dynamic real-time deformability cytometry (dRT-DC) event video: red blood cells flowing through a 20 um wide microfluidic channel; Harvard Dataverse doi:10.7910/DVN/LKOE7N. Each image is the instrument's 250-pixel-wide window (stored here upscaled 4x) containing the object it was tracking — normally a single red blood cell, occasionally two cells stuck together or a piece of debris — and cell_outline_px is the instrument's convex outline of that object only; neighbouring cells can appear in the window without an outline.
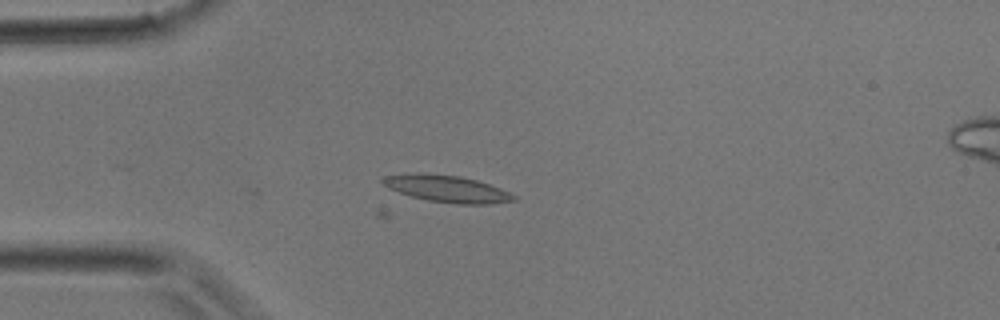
{"species": "common noctule bat (a hibernating species)", "species_latin": "Nyctalus noctula", "temperature_condition": "room temperature", "stored_images_in_passage": 17, "camera_frame_rate_fps": 3000, "um_per_image_px": 0.085, "animal": {"sex": "male", "body_mass_g": 17.9}, "frame": {"image": 1, "passage_image": 1, "time_ms": 0.0, "image_size_px": [1000, 320], "cell_outline_px": [[516, 200], [492, 204], [456, 204], [428, 200], [412, 196], [388, 188], [380, 180], [384, 176], [416, 172], [460, 176], [476, 180], [500, 188], [516, 196]], "centroid_in_image_um": [37.99, 16.04], "position_along_channel_um": 47.0, "area_um2": 20.4}}
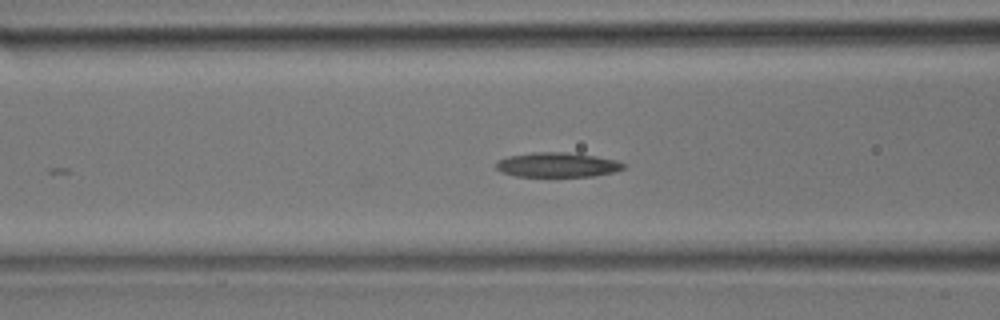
{"frame": {"image": 2, "passage_image": 6, "time_ms": 1.667, "image_size_px": [1000, 320], "cell_outline_px": [[628, 164], [624, 168], [616, 172], [592, 176], [516, 176], [500, 172], [496, 168], [496, 160], [508, 156], [532, 152], [568, 152], [596, 156], [616, 160]], "centroid_in_image_um": [47.38, 14.0], "position_along_channel_um": 119.2, "area_um2": 18.5}}
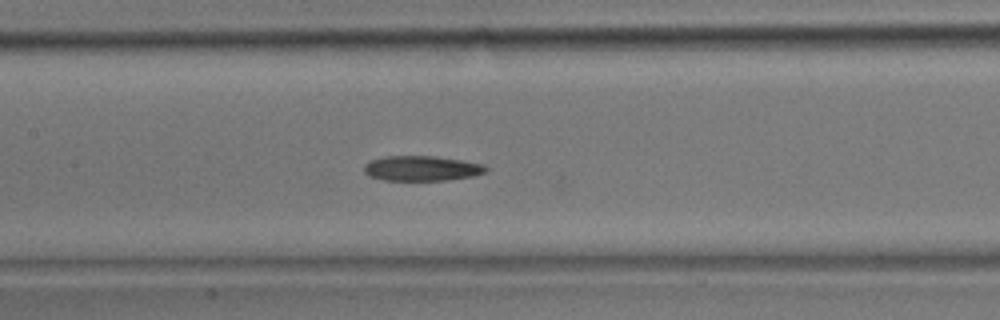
{"frame": {"image": 3, "passage_image": 9, "time_ms": 2.667, "image_size_px": [1000, 320], "cell_outline_px": [[488, 172], [476, 176], [448, 180], [384, 180], [368, 176], [364, 172], [364, 164], [372, 160], [384, 156], [436, 156], [464, 160], [484, 164], [488, 168]], "centroid_in_image_um": [35.9, 14.31], "position_along_channel_um": 171.5, "area_um2": 18.09}}